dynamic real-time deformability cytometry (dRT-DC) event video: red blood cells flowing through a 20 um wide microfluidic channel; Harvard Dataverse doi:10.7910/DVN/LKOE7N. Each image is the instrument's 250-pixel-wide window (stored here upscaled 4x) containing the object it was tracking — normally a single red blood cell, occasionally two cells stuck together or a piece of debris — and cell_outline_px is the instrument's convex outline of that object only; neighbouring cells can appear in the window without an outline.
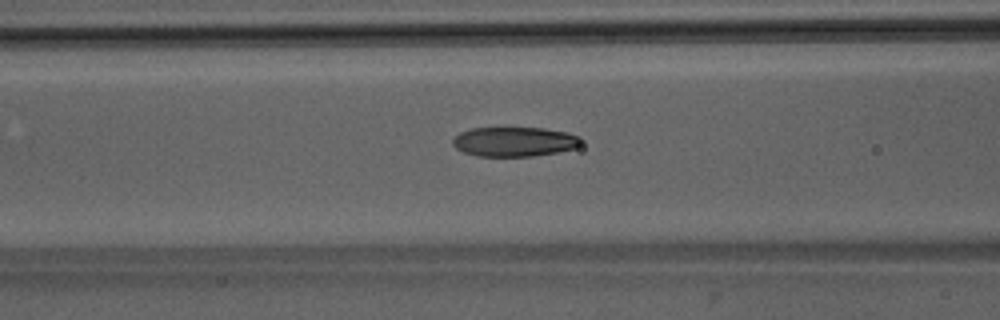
{"species": "Egyptian fruit bat (a non-hibernating species)", "species_latin": "Rousettus aegyptiacus", "temperature_condition": "room temperature", "stored_images_in_passage": 51, "camera_frame_rate_fps": 3000, "um_per_image_px": 0.085, "animal": {"sex": "male"}, "frame": {"image": 1, "passage_image": 21, "time_ms": 6.667, "image_size_px": [1000, 320], "cell_outline_px": [[580, 144], [576, 148], [556, 152], [532, 156], [476, 156], [464, 152], [456, 148], [452, 144], [452, 140], [460, 132], [472, 128], [544, 128], [568, 132], [580, 136]], "centroid_in_image_um": [43.72, 12.04], "position_along_channel_um": 122.9, "area_um2": 22.08}}
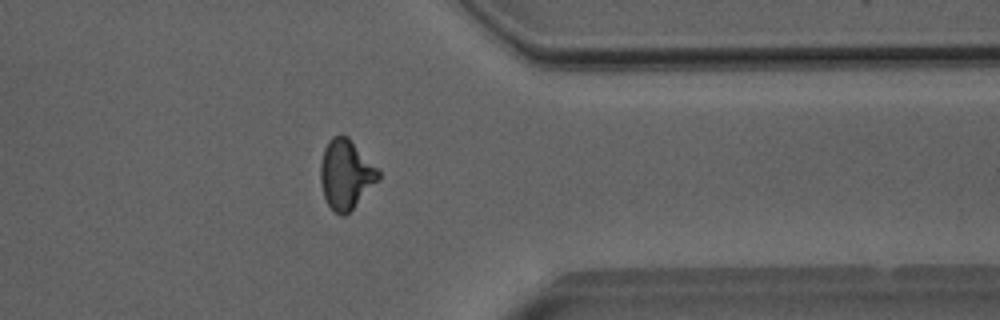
{"frame": {"image": 2, "passage_image": 41, "time_ms": 13.333, "image_size_px": [1000, 320], "cell_outline_px": [[380, 180], [344, 216], [340, 216], [328, 204], [324, 196], [320, 180], [320, 164], [324, 148], [328, 140], [332, 136], [340, 132], [348, 136], [380, 172]], "centroid_in_image_um": [29.38, 14.78], "position_along_channel_um": 382.0, "area_um2": 23.41}}
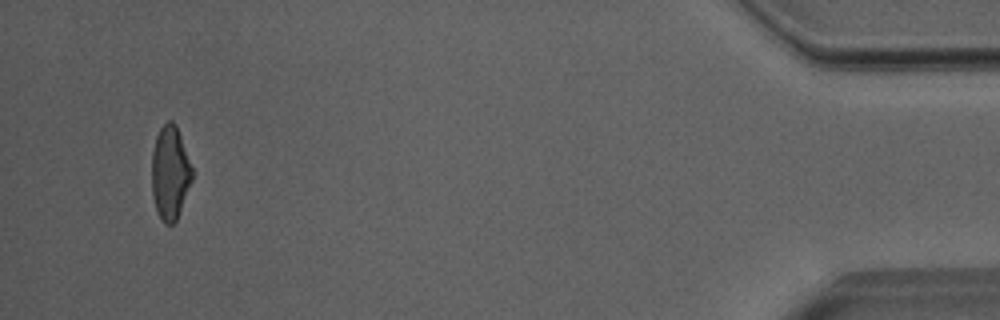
{"frame": {"image": 3, "passage_image": 49, "time_ms": 16.0, "image_size_px": [1000, 320], "cell_outline_px": [[192, 180], [176, 220], [172, 224], [164, 224], [160, 220], [156, 212], [152, 196], [152, 152], [156, 136], [160, 128], [168, 120], [172, 120], [176, 124], [192, 168]], "centroid_in_image_um": [14.43, 14.7], "position_along_channel_um": 420.8, "area_um2": 22.02}, "authors_computed_cell_mechanics": {"area_um2": 23.0622, "velocity_mm_per_s": 4.0246, "shape_relaxation_time_tau1_ms": 4.5875, "shape_relaxation_time_tau2_ms": 1.5238, "deformation_change_tau1": 0.1677, "deformation_change_tau2": 0.0857}}